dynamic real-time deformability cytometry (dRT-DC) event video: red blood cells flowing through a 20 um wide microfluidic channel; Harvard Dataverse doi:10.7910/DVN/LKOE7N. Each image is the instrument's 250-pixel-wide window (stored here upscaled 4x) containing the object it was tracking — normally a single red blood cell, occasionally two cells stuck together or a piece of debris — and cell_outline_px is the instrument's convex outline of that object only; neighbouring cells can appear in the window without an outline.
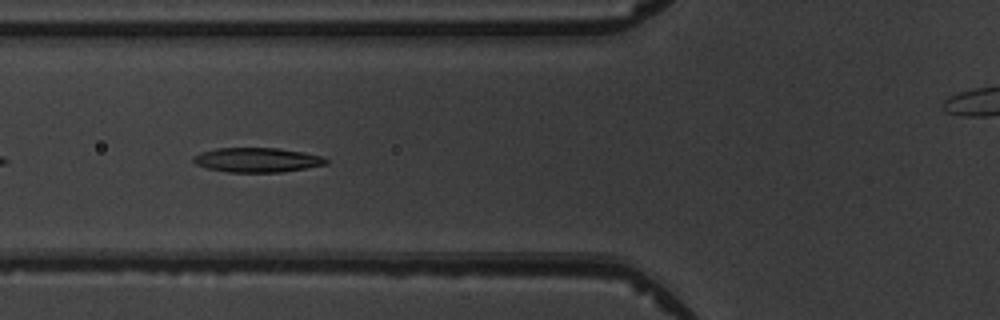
{"species": "common noctule bat (a hibernating species)", "species_latin": "Nyctalus noctula", "temperature_condition": "warm", "stored_images_in_passage": 7, "segment_of_instrument_passage": [1, 2], "camera_frame_rate_fps": 3000, "um_per_image_px": 0.085, "animal": {"sex": "male", "body_mass_g": 19.5, "forearm_length_mm": 54.6}, "frame": {"image": 1, "passage_image": 5, "time_ms": 4.333, "image_size_px": [1000, 320], "cell_outline_px": [[328, 164], [280, 172], [228, 172], [208, 168], [196, 164], [192, 160], [192, 156], [200, 152], [216, 148], [276, 148], [304, 152], [324, 156], [328, 160]], "centroid_in_image_um": [21.85, 13.59], "position_along_channel_um": 103.9, "area_um2": 18.96}}
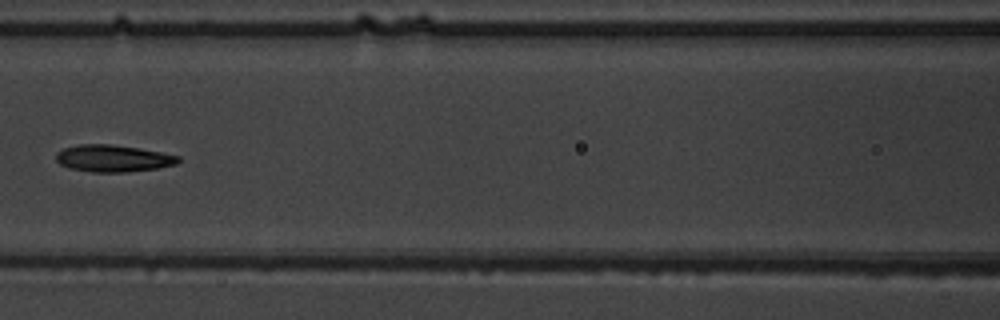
{"frame": {"image": 2, "passage_image": 6, "time_ms": 5.667, "image_size_px": [1000, 320], "cell_outline_px": [[180, 160], [176, 164], [156, 168], [128, 172], [92, 172], [68, 168], [60, 164], [56, 160], [56, 152], [64, 148], [80, 144], [112, 144], [140, 148], [180, 156]], "centroid_in_image_um": [9.59, 13.46], "position_along_channel_um": 157.0, "area_um2": 19.25}}